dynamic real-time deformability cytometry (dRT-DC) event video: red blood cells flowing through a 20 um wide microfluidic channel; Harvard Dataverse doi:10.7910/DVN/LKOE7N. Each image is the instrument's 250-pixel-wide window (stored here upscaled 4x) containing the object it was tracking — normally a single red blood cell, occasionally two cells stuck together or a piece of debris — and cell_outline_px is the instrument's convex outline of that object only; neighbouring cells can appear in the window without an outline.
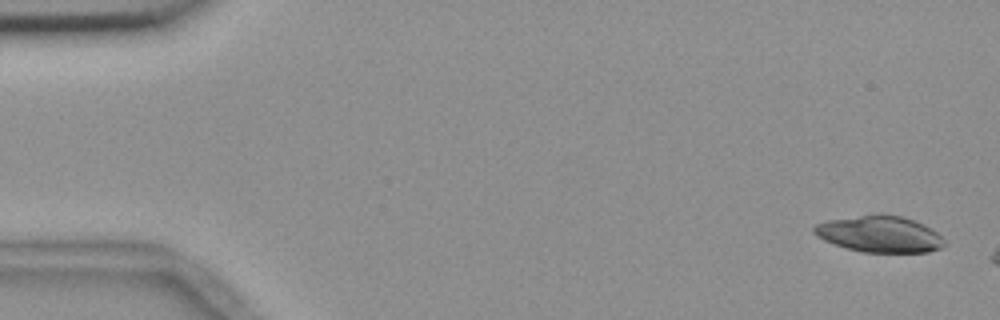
{"species": "common noctule bat (a hibernating species)", "species_latin": "Nyctalus noctula", "temperature_condition": "room temperature", "stored_images_in_passage": 13, "camera_frame_rate_fps": 3000, "um_per_image_px": 0.085, "animal": {"sex": "female", "body_mass_g": 18.4}, "frame": {"image": 1, "passage_image": 1, "time_ms": 0.0, "image_size_px": [1000, 320], "cell_outline_px": [[944, 244], [940, 248], [928, 252], [864, 252], [848, 248], [824, 240], [816, 236], [812, 232], [812, 228], [816, 224], [828, 220], [860, 216], [900, 216], [924, 224], [936, 232], [944, 240]], "centroid_in_image_um": [74.75, 19.92], "position_along_channel_um": 10.2, "area_um2": 26.88}}